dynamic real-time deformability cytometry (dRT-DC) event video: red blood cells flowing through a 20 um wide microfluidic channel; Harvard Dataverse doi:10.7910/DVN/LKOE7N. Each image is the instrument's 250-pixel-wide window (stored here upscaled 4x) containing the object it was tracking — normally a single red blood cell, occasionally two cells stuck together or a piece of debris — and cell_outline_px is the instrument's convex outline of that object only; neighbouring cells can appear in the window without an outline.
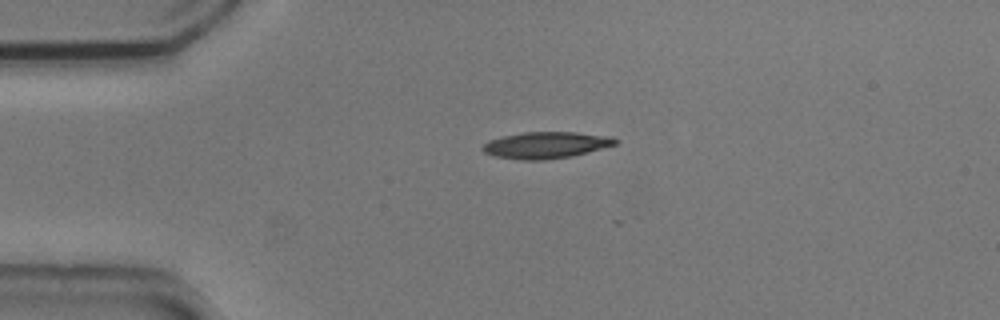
{"species": "common noctule bat (a hibernating species)", "species_latin": "Nyctalus noctula", "temperature_condition": "cold", "stored_images_in_passage": 2, "camera_frame_rate_fps": 3000, "um_per_image_px": 0.085, "animal": {"sex": "male", "body_mass_g": 20.5, "forearm_length_mm": 52.5}, "frame": {"image": 1, "passage_image": 1, "time_ms": 0.0, "image_size_px": [1000, 320], "cell_outline_px": [[620, 140], [616, 144], [588, 152], [572, 156], [544, 160], [520, 160], [496, 156], [484, 152], [480, 148], [488, 140], [504, 136], [524, 132], [576, 132], [612, 136]], "centroid_in_image_um": [46.43, 12.33], "position_along_channel_um": 38.6, "area_um2": 20.58}}